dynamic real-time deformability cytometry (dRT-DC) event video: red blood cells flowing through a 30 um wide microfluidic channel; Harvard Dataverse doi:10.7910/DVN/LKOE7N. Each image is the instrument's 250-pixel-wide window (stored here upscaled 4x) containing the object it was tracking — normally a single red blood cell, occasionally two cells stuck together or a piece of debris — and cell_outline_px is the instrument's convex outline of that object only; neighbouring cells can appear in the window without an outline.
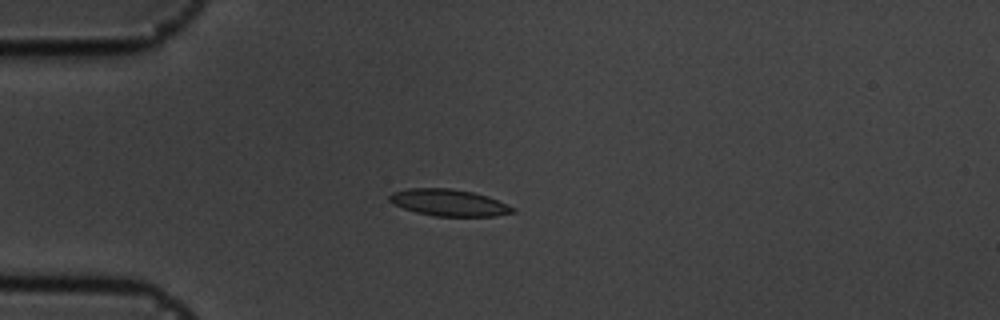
{"species": "common noctule bat (a hibernating species)", "species_latin": "Nyctalus noctula", "temperature_condition": "cold", "stored_images_in_passage": 42, "camera_frame_rate_fps": 3000, "um_per_image_px": 0.085, "animal": {"sex": "male", "body_mass_g": 19.5, "forearm_length_mm": 54.6}, "frame": {"image": 1, "passage_image": 1, "time_ms": 0.0, "image_size_px": [1000, 320], "cell_outline_px": [[516, 212], [496, 216], [436, 216], [416, 212], [404, 208], [388, 200], [388, 196], [392, 192], [408, 188], [452, 188], [472, 192], [488, 196], [508, 204], [516, 208]], "centroid_in_image_um": [38.19, 17.22], "position_along_channel_um": 46.8, "area_um2": 19.25}}
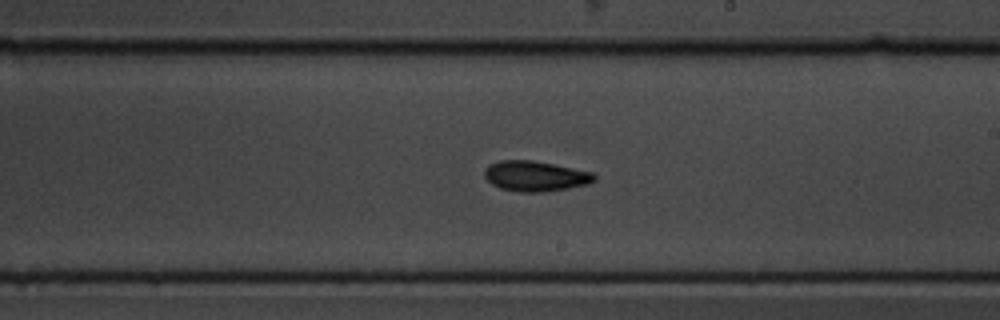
{"frame": {"image": 2, "passage_image": 19, "time_ms": 6.0, "image_size_px": [1000, 320], "cell_outline_px": [[596, 180], [588, 184], [568, 188], [544, 192], [520, 192], [500, 188], [492, 184], [484, 176], [484, 168], [488, 164], [500, 160], [532, 160], [596, 172]], "centroid_in_image_um": [45.52, 14.96], "position_along_channel_um": 243.5, "area_um2": 19.65}}
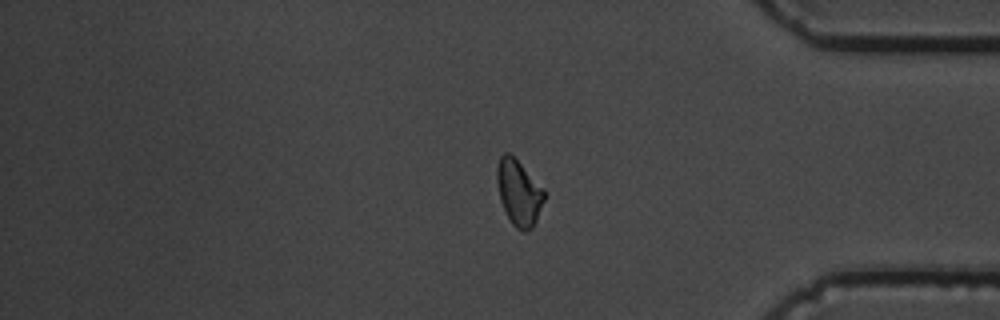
{"frame": {"image": 3, "passage_image": 33, "time_ms": 10.667, "image_size_px": [1000, 320], "cell_outline_px": [[544, 200], [536, 220], [532, 228], [528, 232], [524, 232], [516, 228], [512, 224], [500, 200], [496, 180], [496, 168], [500, 156], [504, 152], [508, 152], [544, 188]], "centroid_in_image_um": [44.08, 16.38], "position_along_channel_um": 391.1, "area_um2": 17.92}, "authors_computed_cell_mechanics": {"area_um2": 18.3515, "velocity_mm_per_s": 3.5839, "shape_relaxation_time_tau1_ms": 2.9367, "shape_relaxation_time_tau2_ms": 4.2878, "deformation_change_tau1": 0.104, "deformation_change_tau2": 0.1013}}